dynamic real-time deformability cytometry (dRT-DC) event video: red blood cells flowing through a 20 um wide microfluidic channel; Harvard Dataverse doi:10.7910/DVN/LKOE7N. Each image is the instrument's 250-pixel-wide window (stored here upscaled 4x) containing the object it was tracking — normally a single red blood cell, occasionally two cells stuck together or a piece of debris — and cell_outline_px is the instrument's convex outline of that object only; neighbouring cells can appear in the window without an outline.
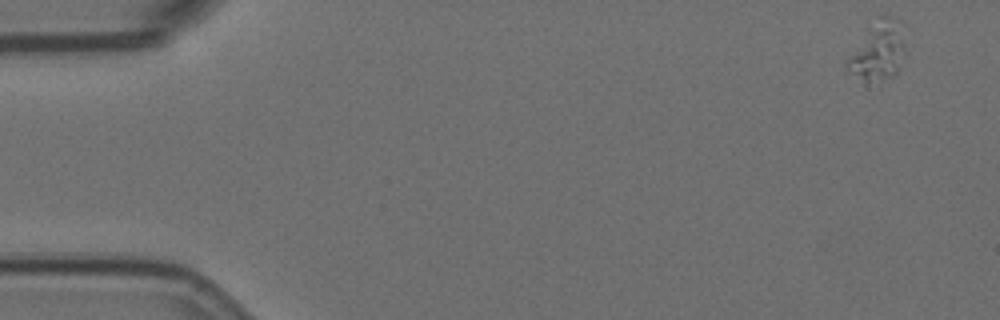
{"species": "Egyptian fruit bat (a non-hibernating species)", "species_latin": "Rousettus aegyptiacus", "temperature_condition": "room temperature", "stored_images_in_passage": 6, "camera_frame_rate_fps": 3000, "um_per_image_px": 0.085, "animal": {"sex": "female"}, "frame": {"image": 1, "passage_image": 1, "time_ms": 0.0, "image_size_px": [1000, 320], "cell_outline_px": [[904, 24], [896, 76], [868, 80], [864, 80], [848, 72], [844, 64], [844, 60], [880, 16], [892, 16], [900, 20]], "centroid_in_image_um": [74.57, 4.31], "position_along_channel_um": 10.4, "area_um2": 18.79}}
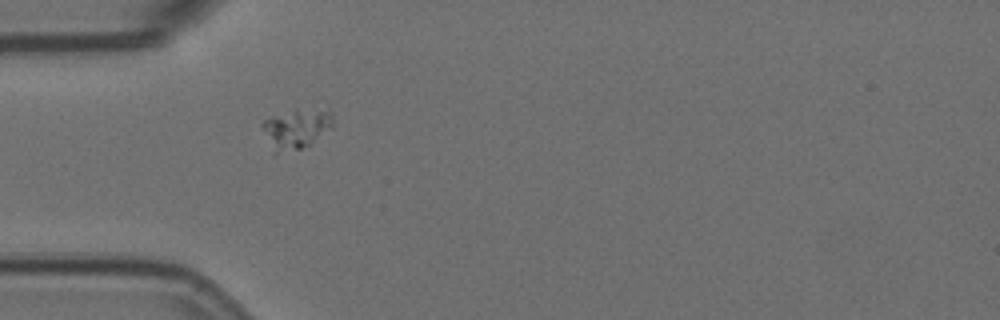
{"frame": {"image": 2, "passage_image": 5, "time_ms": 1.333, "image_size_px": [1000, 320], "cell_outline_px": [[332, 128], [308, 144], [300, 148], [276, 152], [272, 152], [260, 124], [264, 120], [272, 116], [296, 108], [332, 112]], "centroid_in_image_um": [25.13, 10.91], "position_along_channel_um": 59.9, "area_um2": 16.01}}
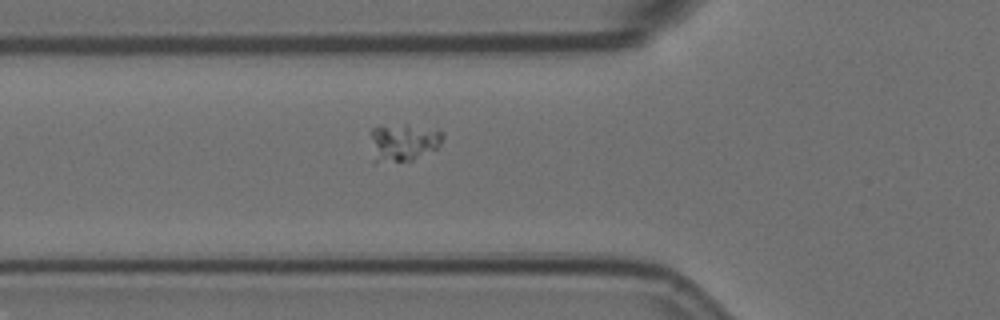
{"frame": {"image": 3, "passage_image": 6, "time_ms": 1.667, "image_size_px": [1000, 320], "cell_outline_px": [[444, 136], [440, 144], [436, 148], [412, 160], [372, 160], [368, 132], [372, 128], [404, 124], [408, 124], [444, 132]], "centroid_in_image_um": [34.23, 12.07], "position_along_channel_um": 91.6, "area_um2": 15.66}}